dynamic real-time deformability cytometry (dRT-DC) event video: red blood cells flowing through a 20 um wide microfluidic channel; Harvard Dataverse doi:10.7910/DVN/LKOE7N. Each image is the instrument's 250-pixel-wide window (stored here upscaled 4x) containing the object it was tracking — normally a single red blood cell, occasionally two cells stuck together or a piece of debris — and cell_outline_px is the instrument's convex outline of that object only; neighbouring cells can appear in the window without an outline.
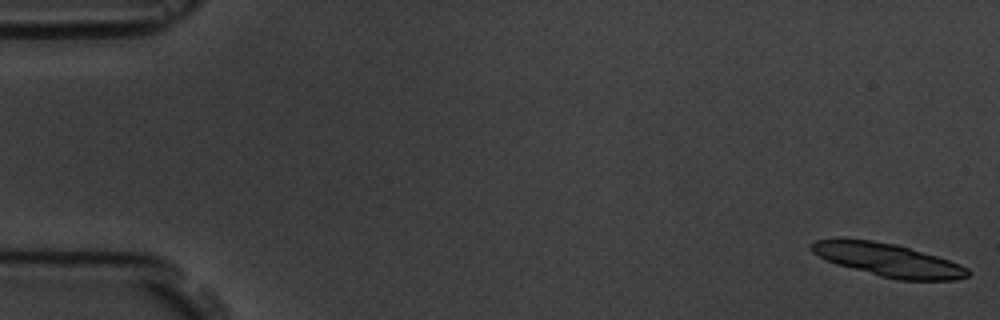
{"species": "common noctule bat (a hibernating species)", "species_latin": "Nyctalus noctula", "temperature_condition": "room temperature", "stored_images_in_passage": 6, "camera_frame_rate_fps": 3000, "um_per_image_px": 0.085, "animal": {"sex": "male", "body_mass_g": 19.5, "forearm_length_mm": 54.6}, "frame": {"image": 1, "passage_image": 1, "time_ms": 0.0, "image_size_px": [1000, 320], "cell_outline_px": [[972, 272], [968, 276], [952, 280], [900, 280], [880, 276], [836, 264], [812, 252], [808, 248], [816, 240], [840, 236], [872, 240], [896, 244], [936, 256], [960, 264], [968, 268]], "centroid_in_image_um": [75.43, 22.07], "position_along_channel_um": 9.6, "area_um2": 30.35}}